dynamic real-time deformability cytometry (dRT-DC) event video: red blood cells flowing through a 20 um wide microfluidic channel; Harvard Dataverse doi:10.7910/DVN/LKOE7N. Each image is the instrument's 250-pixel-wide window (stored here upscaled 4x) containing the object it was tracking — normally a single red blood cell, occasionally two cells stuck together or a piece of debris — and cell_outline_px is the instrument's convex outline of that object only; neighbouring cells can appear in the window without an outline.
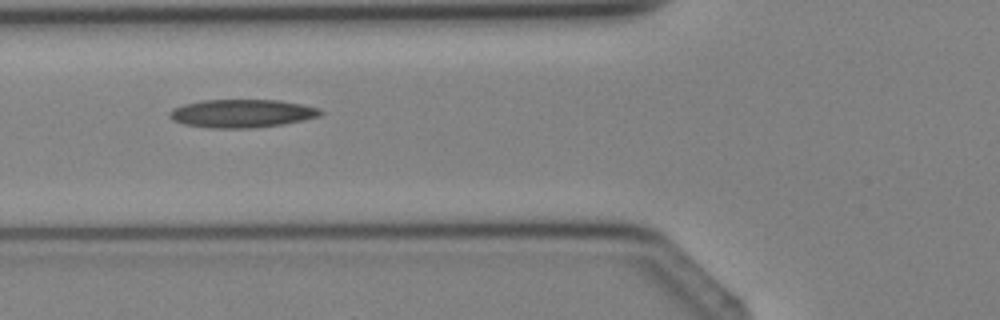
{"species": "Egyptian fruit bat (a non-hibernating species)", "species_latin": "Rousettus aegyptiacus", "temperature_condition": "cold", "stored_images_in_passage": 5, "segment_of_instrument_passage": [1, 2], "camera_frame_rate_fps": 3000, "um_per_image_px": 0.085, "animal": {"sex": "female"}, "frame": {"image": 1, "passage_image": 4, "time_ms": 3.667, "image_size_px": [1000, 320], "cell_outline_px": [[324, 112], [320, 116], [304, 120], [256, 128], [208, 128], [184, 124], [172, 120], [168, 116], [168, 112], [172, 108], [184, 104], [200, 100], [280, 100], [320, 108]], "centroid_in_image_um": [20.53, 9.64], "position_along_channel_um": 105.3, "area_um2": 24.97}}